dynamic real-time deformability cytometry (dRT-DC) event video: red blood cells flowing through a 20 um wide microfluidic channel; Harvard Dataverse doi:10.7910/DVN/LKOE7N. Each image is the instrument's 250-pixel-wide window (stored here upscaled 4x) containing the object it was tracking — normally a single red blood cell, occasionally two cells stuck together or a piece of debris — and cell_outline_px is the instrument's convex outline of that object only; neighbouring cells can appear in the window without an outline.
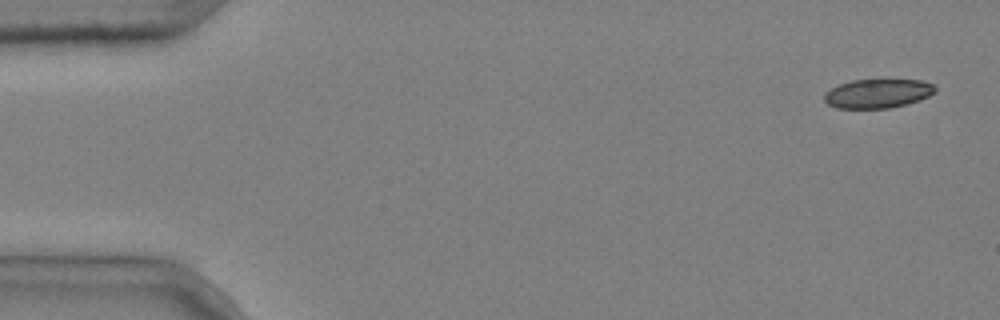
{"species": "common noctule bat (a hibernating species)", "species_latin": "Nyctalus noctula", "temperature_condition": "cold", "stored_images_in_passage": 5, "camera_frame_rate_fps": 3000, "um_per_image_px": 0.085, "animal": {"sex": "male", "body_mass_g": 20.4}, "frame": {"image": 1, "passage_image": 1, "time_ms": 0.0, "image_size_px": [1000, 320], "cell_outline_px": [[936, 92], [920, 100], [888, 108], [836, 108], [828, 104], [824, 100], [824, 92], [840, 84], [852, 80], [920, 80], [932, 84], [936, 88]], "centroid_in_image_um": [74.59, 7.95], "position_along_channel_um": 10.4, "area_um2": 18.61}}
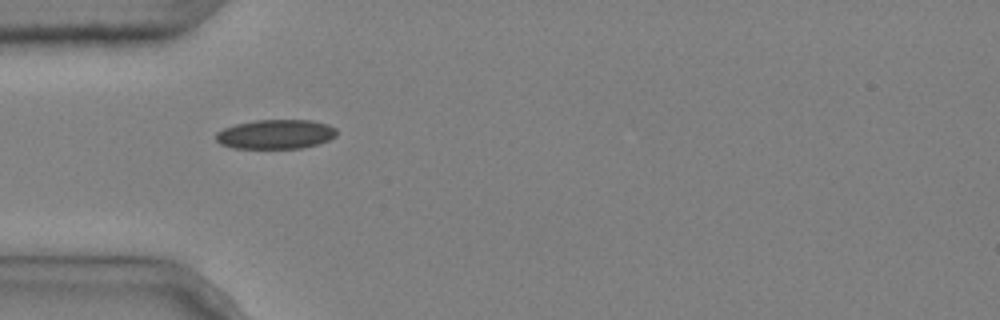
{"frame": {"image": 2, "passage_image": 5, "time_ms": 1.333, "image_size_px": [1000, 320], "cell_outline_px": [[336, 136], [320, 144], [300, 148], [232, 148], [220, 144], [216, 140], [216, 132], [224, 128], [236, 124], [256, 120], [312, 120], [328, 124], [336, 128]], "centroid_in_image_um": [23.44, 11.41], "position_along_channel_um": 61.6, "area_um2": 20.75}}